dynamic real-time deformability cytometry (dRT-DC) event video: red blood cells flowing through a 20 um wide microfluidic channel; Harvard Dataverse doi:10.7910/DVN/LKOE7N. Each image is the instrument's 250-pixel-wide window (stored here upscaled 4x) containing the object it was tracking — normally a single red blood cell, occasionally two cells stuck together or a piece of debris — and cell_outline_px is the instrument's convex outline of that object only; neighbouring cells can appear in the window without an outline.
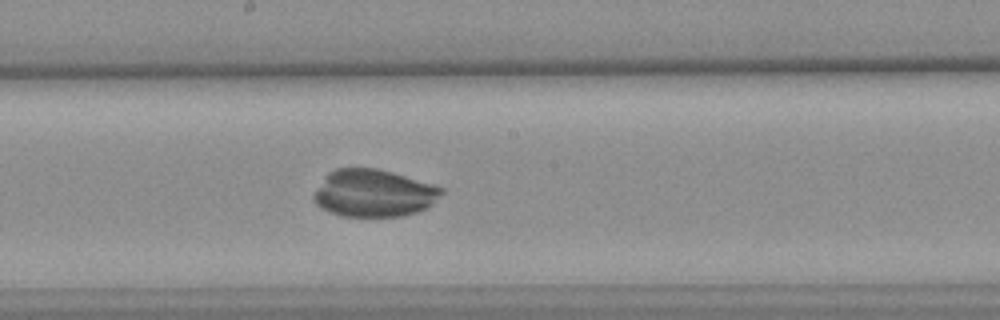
{"species": "common noctule bat (a hibernating species)", "species_latin": "Nyctalus noctula", "temperature_condition": "warm", "stored_images_in_passage": 36, "camera_frame_rate_fps": 3000, "um_per_image_px": 0.085, "animal": {"sex": "female", "body_mass_g": 25.1}, "frame": {"image": 1, "passage_image": 20, "time_ms": 6.333, "image_size_px": [1000, 320], "cell_outline_px": [[444, 192], [432, 204], [416, 212], [400, 216], [344, 216], [328, 212], [320, 208], [312, 200], [312, 196], [328, 172], [336, 168], [376, 168], [392, 172], [432, 184], [444, 188]], "centroid_in_image_um": [31.74, 16.42], "position_along_channel_um": 216.5, "area_um2": 35.14}}
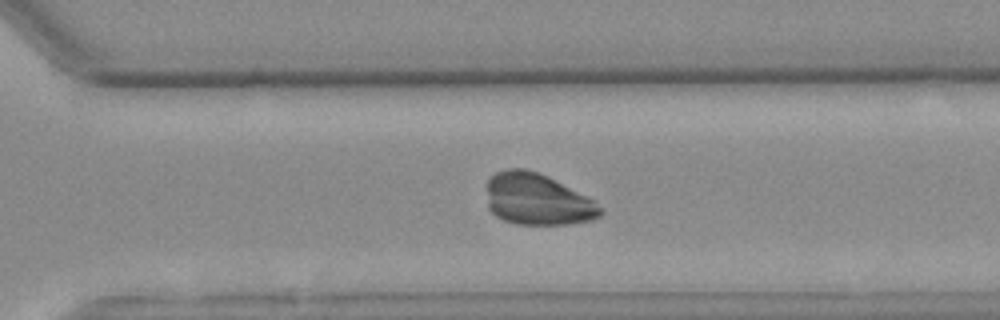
{"frame": {"image": 2, "passage_image": 29, "time_ms": 9.333, "image_size_px": [1000, 320], "cell_outline_px": [[604, 212], [600, 216], [592, 220], [564, 224], [516, 224], [504, 220], [496, 216], [488, 208], [484, 184], [496, 172], [508, 168], [524, 168], [548, 176], [592, 200]], "centroid_in_image_um": [45.59, 16.94], "position_along_channel_um": 325.0, "area_um2": 34.1}}
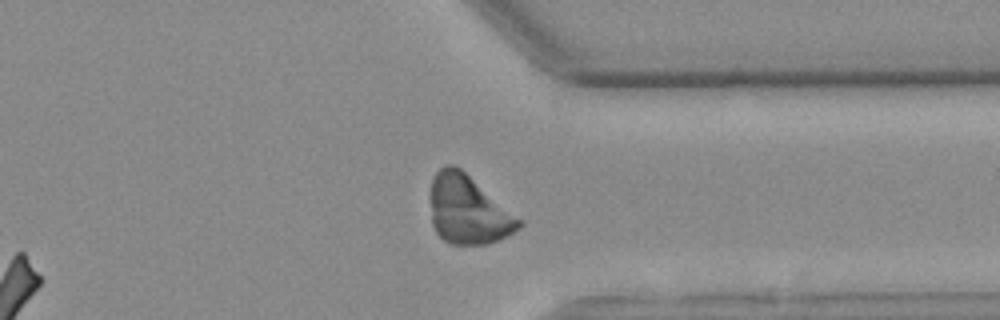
{"frame": {"image": 3, "passage_image": 33, "time_ms": 10.667, "image_size_px": [1000, 320], "cell_outline_px": [[524, 224], [520, 228], [488, 244], [452, 244], [444, 240], [436, 232], [432, 224], [428, 196], [432, 180], [436, 172], [440, 168], [448, 164], [452, 164], [460, 168], [524, 220]], "centroid_in_image_um": [39.77, 17.82], "position_along_channel_um": 371.6, "area_um2": 35.78}}